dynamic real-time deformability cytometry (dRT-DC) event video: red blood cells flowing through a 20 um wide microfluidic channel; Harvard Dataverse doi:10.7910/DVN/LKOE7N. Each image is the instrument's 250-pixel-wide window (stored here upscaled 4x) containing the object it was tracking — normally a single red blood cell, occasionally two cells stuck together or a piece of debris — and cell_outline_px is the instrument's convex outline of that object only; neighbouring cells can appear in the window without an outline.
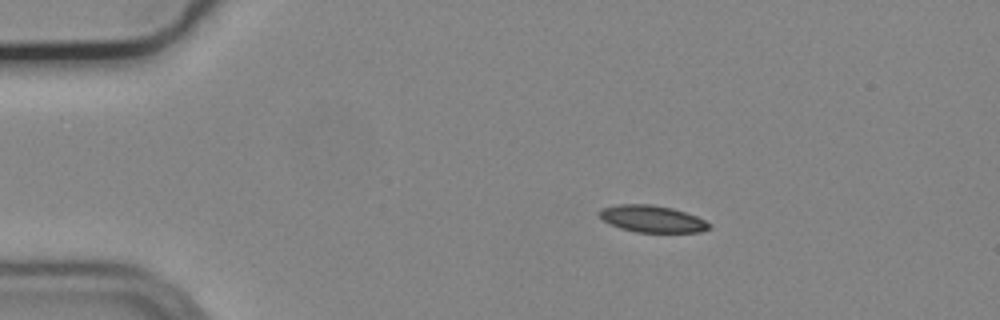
{"species": "common noctule bat (a hibernating species)", "species_latin": "Nyctalus noctula", "temperature_condition": "cold", "stored_images_in_passage": 46, "camera_frame_rate_fps": 3000, "um_per_image_px": 0.085, "animal": {"sex": "male", "body_mass_g": 19.2, "forearm_length_mm": 51.8}, "frame": {"image": 1, "passage_image": 1, "time_ms": 0.0, "image_size_px": [1000, 320], "cell_outline_px": [[712, 228], [700, 232], [636, 232], [620, 228], [608, 224], [596, 212], [600, 208], [616, 204], [652, 204], [672, 208], [696, 216], [712, 224]], "centroid_in_image_um": [55.41, 18.6], "position_along_channel_um": 29.6, "area_um2": 17.4}}
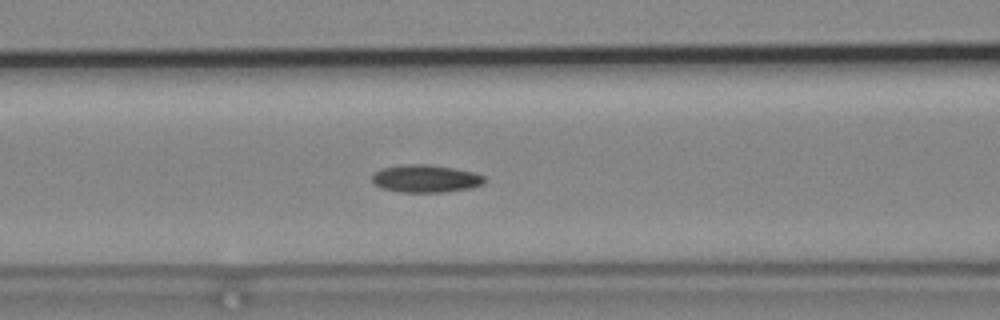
{"frame": {"image": 2, "passage_image": 14, "time_ms": 4.333, "image_size_px": [1000, 320], "cell_outline_px": [[484, 184], [468, 188], [444, 192], [400, 192], [380, 188], [372, 184], [372, 176], [380, 168], [400, 164], [428, 164], [452, 168], [472, 172], [484, 176]], "centroid_in_image_um": [36.11, 15.18], "position_along_channel_um": 130.5, "area_um2": 18.15}}
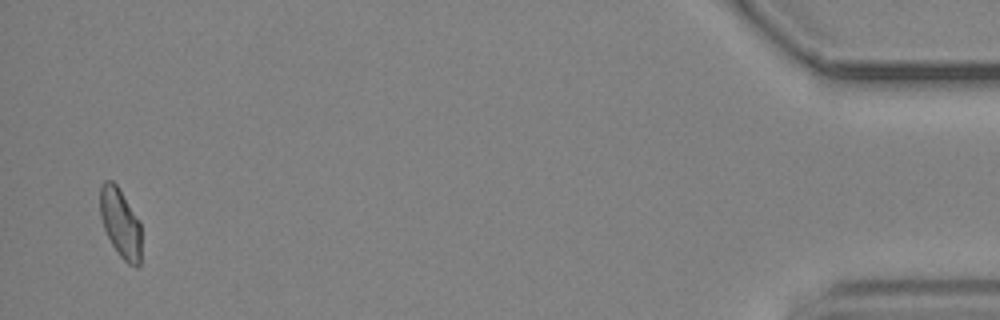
{"frame": {"image": 3, "passage_image": 45, "time_ms": 14.667, "image_size_px": [1000, 320], "cell_outline_px": [[140, 264], [136, 268], [128, 264], [120, 256], [112, 244], [104, 228], [100, 216], [100, 184], [104, 180], [112, 180], [116, 184], [140, 224]], "centroid_in_image_um": [10.21, 18.97], "position_along_channel_um": 425.0, "area_um2": 16.3}, "authors_computed_cell_mechanics": {"area_um2": 17.3111, "velocity_mm_per_s": 3.6973, "shape_relaxation_time_tau1_ms": null, "shape_relaxation_time_tau2_ms": 9.1913, "deformation_change_tau1": null, "deformation_change_tau2": 0.1446}}